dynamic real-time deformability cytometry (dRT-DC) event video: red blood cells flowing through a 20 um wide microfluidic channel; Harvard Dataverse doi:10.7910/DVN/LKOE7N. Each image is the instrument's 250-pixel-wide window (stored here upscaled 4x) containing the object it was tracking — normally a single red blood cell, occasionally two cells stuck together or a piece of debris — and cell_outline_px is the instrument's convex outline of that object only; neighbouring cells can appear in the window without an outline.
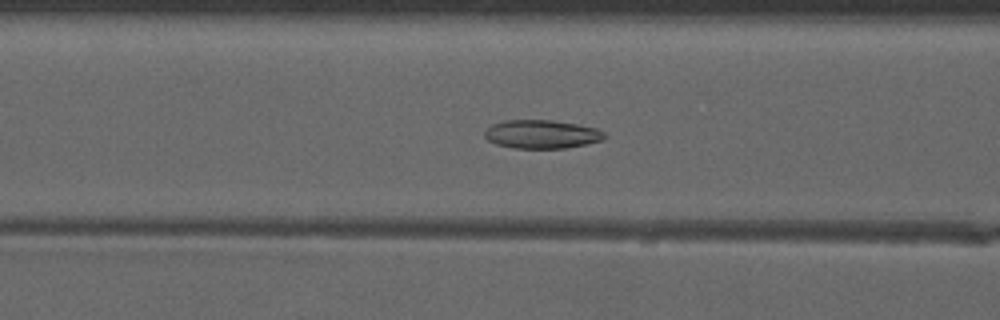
{"species": "common noctule bat (a hibernating species)", "species_latin": "Nyctalus noctula", "temperature_condition": "warm", "stored_images_in_passage": 28, "camera_frame_rate_fps": 3000, "um_per_image_px": 0.085, "animal": {"sex": "male", "forearm_length_mm": 52.5}, "frame": {"image": 1, "passage_image": 5, "time_ms": 1.333, "image_size_px": [1000, 320], "cell_outline_px": [[608, 136], [604, 140], [564, 148], [516, 148], [496, 144], [488, 140], [484, 136], [484, 132], [492, 124], [504, 120], [552, 120], [576, 124], [596, 128], [604, 132]], "centroid_in_image_um": [46.05, 11.4], "position_along_channel_um": 120.5, "area_um2": 19.88}}
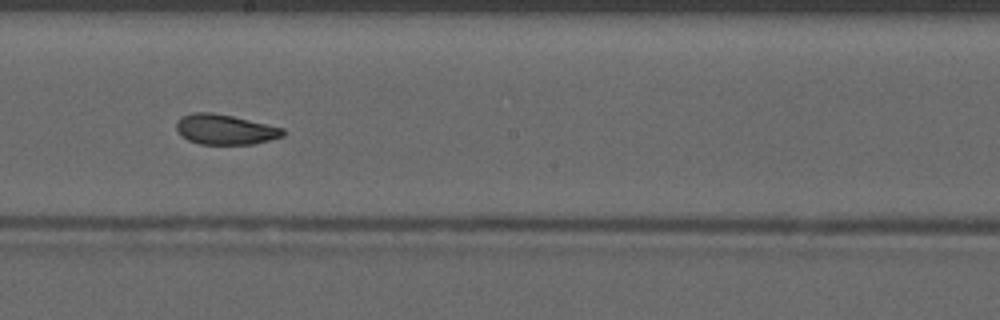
{"frame": {"image": 2, "passage_image": 13, "time_ms": 4.0, "image_size_px": [1000, 320], "cell_outline_px": [[284, 136], [252, 144], [200, 144], [188, 140], [176, 128], [176, 120], [192, 112], [212, 112], [232, 116], [284, 128]], "centroid_in_image_um": [19.13, 11.0], "position_along_channel_um": 229.1, "area_um2": 18.5}}
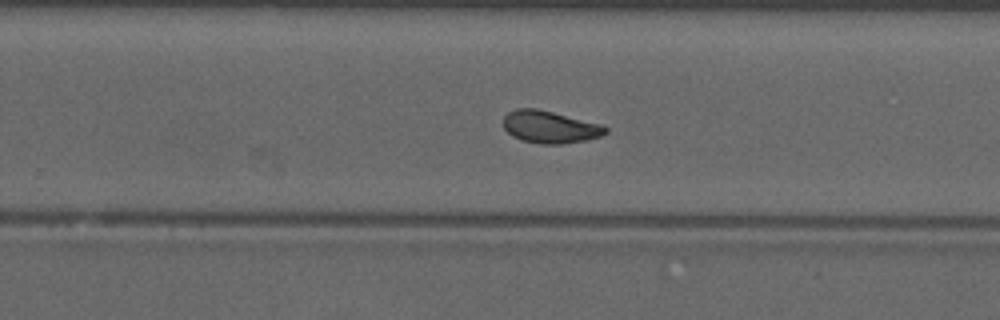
{"frame": {"image": 3, "passage_image": 17, "time_ms": 5.333, "image_size_px": [1000, 320], "cell_outline_px": [[608, 132], [600, 136], [588, 140], [560, 144], [540, 144], [520, 140], [512, 136], [504, 128], [504, 116], [508, 112], [516, 108], [536, 108], [604, 124], [608, 128]], "centroid_in_image_um": [46.77, 10.79], "position_along_channel_um": 283.0, "area_um2": 19.48}, "authors_computed_cell_mechanics": {"area_um2": 19.2763, "velocity_mm_per_s": 4.072, "shape_relaxation_time_tau1_ms": null, "shape_relaxation_time_tau2_ms": 1.8253, "deformation_change_tau1": null, "deformation_change_tau2": 0.0714}}